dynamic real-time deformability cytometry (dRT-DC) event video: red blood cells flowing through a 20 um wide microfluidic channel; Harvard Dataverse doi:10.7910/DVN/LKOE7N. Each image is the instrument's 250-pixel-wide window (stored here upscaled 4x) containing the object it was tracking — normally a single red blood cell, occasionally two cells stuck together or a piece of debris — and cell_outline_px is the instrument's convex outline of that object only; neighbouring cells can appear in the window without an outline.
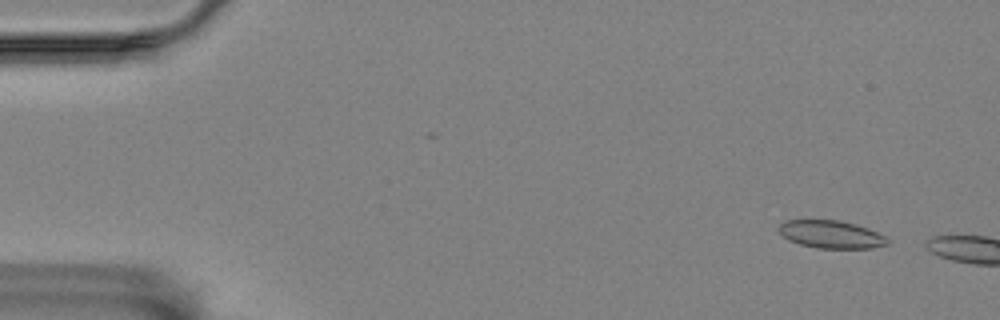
{"species": "Egyptian fruit bat (a non-hibernating species)", "species_latin": "Rousettus aegyptiacus", "temperature_condition": "room temperature", "stored_images_in_passage": 6, "camera_frame_rate_fps": 3000, "um_per_image_px": 0.085, "animal": {"sex": "female"}, "frame": {"image": 1, "passage_image": 2, "time_ms": 1.333, "image_size_px": [1000, 320], "cell_outline_px": [[888, 244], [872, 248], [816, 248], [800, 244], [788, 240], [776, 228], [784, 220], [840, 220], [856, 224], [868, 228], [884, 236], [888, 240]], "centroid_in_image_um": [70.61, 19.91], "position_along_channel_um": 14.4, "area_um2": 17.57}}